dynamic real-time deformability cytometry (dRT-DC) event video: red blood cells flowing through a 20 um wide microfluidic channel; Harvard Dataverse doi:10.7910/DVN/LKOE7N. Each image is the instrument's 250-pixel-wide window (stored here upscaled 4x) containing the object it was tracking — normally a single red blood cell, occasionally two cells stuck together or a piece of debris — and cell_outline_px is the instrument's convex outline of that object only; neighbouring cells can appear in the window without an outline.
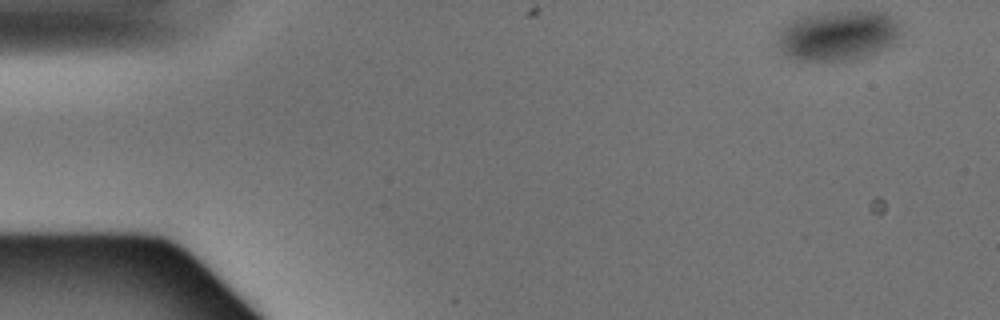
{"species": "Egyptian fruit bat (a non-hibernating species)", "species_latin": "Rousettus aegyptiacus", "temperature_condition": "warm", "stored_images_in_passage": 4, "camera_frame_rate_fps": 3000, "um_per_image_px": 0.085, "animal": {"sex": "male"}, "frame": {"image": 1, "passage_image": 1, "time_ms": 0.0, "image_size_px": [1000, 320], "cell_outline_px": [[900, 32], [896, 40], [892, 44], [876, 52], [844, 60], [800, 60], [788, 56], [780, 48], [776, 40], [780, 32], [792, 20], [800, 16], [816, 12], [884, 12], [892, 16], [900, 24]], "centroid_in_image_um": [71.22, 2.99], "position_along_channel_um": 13.8, "area_um2": 35.32}}